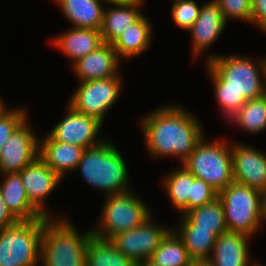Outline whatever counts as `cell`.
Instances as JSON below:
<instances>
[{"instance_id": "25", "label": "cell", "mask_w": 266, "mask_h": 266, "mask_svg": "<svg viewBox=\"0 0 266 266\" xmlns=\"http://www.w3.org/2000/svg\"><path fill=\"white\" fill-rule=\"evenodd\" d=\"M195 176L183 165L174 169L162 178L167 198L180 215L188 212V197H191V184Z\"/></svg>"}, {"instance_id": "9", "label": "cell", "mask_w": 266, "mask_h": 266, "mask_svg": "<svg viewBox=\"0 0 266 266\" xmlns=\"http://www.w3.org/2000/svg\"><path fill=\"white\" fill-rule=\"evenodd\" d=\"M67 102L76 112L104 122L107 111L116 104L121 94V76L78 83Z\"/></svg>"}, {"instance_id": "21", "label": "cell", "mask_w": 266, "mask_h": 266, "mask_svg": "<svg viewBox=\"0 0 266 266\" xmlns=\"http://www.w3.org/2000/svg\"><path fill=\"white\" fill-rule=\"evenodd\" d=\"M152 31V24L145 15L133 25L127 27L112 43L118 58L129 60L148 51L153 40Z\"/></svg>"}, {"instance_id": "13", "label": "cell", "mask_w": 266, "mask_h": 266, "mask_svg": "<svg viewBox=\"0 0 266 266\" xmlns=\"http://www.w3.org/2000/svg\"><path fill=\"white\" fill-rule=\"evenodd\" d=\"M231 150L234 182L266 191V154L241 142L231 141Z\"/></svg>"}, {"instance_id": "20", "label": "cell", "mask_w": 266, "mask_h": 266, "mask_svg": "<svg viewBox=\"0 0 266 266\" xmlns=\"http://www.w3.org/2000/svg\"><path fill=\"white\" fill-rule=\"evenodd\" d=\"M0 192L10 212L19 221H32L44 215L29 201L18 173L2 174Z\"/></svg>"}, {"instance_id": "23", "label": "cell", "mask_w": 266, "mask_h": 266, "mask_svg": "<svg viewBox=\"0 0 266 266\" xmlns=\"http://www.w3.org/2000/svg\"><path fill=\"white\" fill-rule=\"evenodd\" d=\"M180 220L178 228L173 230L184 242L189 257L194 262L208 261L217 238L213 230L197 229L186 215H182Z\"/></svg>"}, {"instance_id": "33", "label": "cell", "mask_w": 266, "mask_h": 266, "mask_svg": "<svg viewBox=\"0 0 266 266\" xmlns=\"http://www.w3.org/2000/svg\"><path fill=\"white\" fill-rule=\"evenodd\" d=\"M218 197V192L212 188L208 183L194 178L191 184V197H188V211L205 205Z\"/></svg>"}, {"instance_id": "30", "label": "cell", "mask_w": 266, "mask_h": 266, "mask_svg": "<svg viewBox=\"0 0 266 266\" xmlns=\"http://www.w3.org/2000/svg\"><path fill=\"white\" fill-rule=\"evenodd\" d=\"M200 8L195 0H174L171 16L178 27L188 31L196 22Z\"/></svg>"}, {"instance_id": "8", "label": "cell", "mask_w": 266, "mask_h": 266, "mask_svg": "<svg viewBox=\"0 0 266 266\" xmlns=\"http://www.w3.org/2000/svg\"><path fill=\"white\" fill-rule=\"evenodd\" d=\"M261 195V191L235 182L218 193L228 231L253 237L260 230Z\"/></svg>"}, {"instance_id": "16", "label": "cell", "mask_w": 266, "mask_h": 266, "mask_svg": "<svg viewBox=\"0 0 266 266\" xmlns=\"http://www.w3.org/2000/svg\"><path fill=\"white\" fill-rule=\"evenodd\" d=\"M120 59L111 43H103L93 52L77 60L73 71L79 83L90 80L122 76L120 74Z\"/></svg>"}, {"instance_id": "29", "label": "cell", "mask_w": 266, "mask_h": 266, "mask_svg": "<svg viewBox=\"0 0 266 266\" xmlns=\"http://www.w3.org/2000/svg\"><path fill=\"white\" fill-rule=\"evenodd\" d=\"M185 215L197 226V229L213 230L217 237L227 231L224 209L219 197L188 211Z\"/></svg>"}, {"instance_id": "37", "label": "cell", "mask_w": 266, "mask_h": 266, "mask_svg": "<svg viewBox=\"0 0 266 266\" xmlns=\"http://www.w3.org/2000/svg\"><path fill=\"white\" fill-rule=\"evenodd\" d=\"M266 222V191L261 195V225Z\"/></svg>"}, {"instance_id": "17", "label": "cell", "mask_w": 266, "mask_h": 266, "mask_svg": "<svg viewBox=\"0 0 266 266\" xmlns=\"http://www.w3.org/2000/svg\"><path fill=\"white\" fill-rule=\"evenodd\" d=\"M249 238L252 237L228 230L223 232L216 238L208 262L212 266H255L258 261L251 262L249 257Z\"/></svg>"}, {"instance_id": "15", "label": "cell", "mask_w": 266, "mask_h": 266, "mask_svg": "<svg viewBox=\"0 0 266 266\" xmlns=\"http://www.w3.org/2000/svg\"><path fill=\"white\" fill-rule=\"evenodd\" d=\"M227 22L223 18L219 5L210 0L203 3L198 18L188 30L191 38L192 57L197 60L213 45L225 30Z\"/></svg>"}, {"instance_id": "1", "label": "cell", "mask_w": 266, "mask_h": 266, "mask_svg": "<svg viewBox=\"0 0 266 266\" xmlns=\"http://www.w3.org/2000/svg\"><path fill=\"white\" fill-rule=\"evenodd\" d=\"M206 72L225 119H230L247 100L266 92V56L251 59L242 55L208 54Z\"/></svg>"}, {"instance_id": "18", "label": "cell", "mask_w": 266, "mask_h": 266, "mask_svg": "<svg viewBox=\"0 0 266 266\" xmlns=\"http://www.w3.org/2000/svg\"><path fill=\"white\" fill-rule=\"evenodd\" d=\"M85 149L59 142L48 134L39 139V157L62 180L66 173L75 171Z\"/></svg>"}, {"instance_id": "40", "label": "cell", "mask_w": 266, "mask_h": 266, "mask_svg": "<svg viewBox=\"0 0 266 266\" xmlns=\"http://www.w3.org/2000/svg\"><path fill=\"white\" fill-rule=\"evenodd\" d=\"M192 266H212L208 261L193 262Z\"/></svg>"}, {"instance_id": "36", "label": "cell", "mask_w": 266, "mask_h": 266, "mask_svg": "<svg viewBox=\"0 0 266 266\" xmlns=\"http://www.w3.org/2000/svg\"><path fill=\"white\" fill-rule=\"evenodd\" d=\"M110 5H129L133 3H144V0H103Z\"/></svg>"}, {"instance_id": "22", "label": "cell", "mask_w": 266, "mask_h": 266, "mask_svg": "<svg viewBox=\"0 0 266 266\" xmlns=\"http://www.w3.org/2000/svg\"><path fill=\"white\" fill-rule=\"evenodd\" d=\"M73 28L100 30L103 23V0H53Z\"/></svg>"}, {"instance_id": "32", "label": "cell", "mask_w": 266, "mask_h": 266, "mask_svg": "<svg viewBox=\"0 0 266 266\" xmlns=\"http://www.w3.org/2000/svg\"><path fill=\"white\" fill-rule=\"evenodd\" d=\"M222 11L224 20H240L250 23L251 0H214Z\"/></svg>"}, {"instance_id": "11", "label": "cell", "mask_w": 266, "mask_h": 266, "mask_svg": "<svg viewBox=\"0 0 266 266\" xmlns=\"http://www.w3.org/2000/svg\"><path fill=\"white\" fill-rule=\"evenodd\" d=\"M65 108V117L47 133L52 139L84 149L99 145L107 139L100 136L104 123L94 117L76 112L68 104Z\"/></svg>"}, {"instance_id": "28", "label": "cell", "mask_w": 266, "mask_h": 266, "mask_svg": "<svg viewBox=\"0 0 266 266\" xmlns=\"http://www.w3.org/2000/svg\"><path fill=\"white\" fill-rule=\"evenodd\" d=\"M150 260L162 266H192L184 242L172 229L155 250Z\"/></svg>"}, {"instance_id": "14", "label": "cell", "mask_w": 266, "mask_h": 266, "mask_svg": "<svg viewBox=\"0 0 266 266\" xmlns=\"http://www.w3.org/2000/svg\"><path fill=\"white\" fill-rule=\"evenodd\" d=\"M21 181L29 201L46 217H56L46 207L47 198L57 188L62 179L49 168L40 157L24 167L20 172ZM48 208V209H47ZM52 213V214H51Z\"/></svg>"}, {"instance_id": "24", "label": "cell", "mask_w": 266, "mask_h": 266, "mask_svg": "<svg viewBox=\"0 0 266 266\" xmlns=\"http://www.w3.org/2000/svg\"><path fill=\"white\" fill-rule=\"evenodd\" d=\"M143 5L144 3L110 5L111 8L104 9L100 29L103 42L112 44L127 27L137 22L143 16L141 12Z\"/></svg>"}, {"instance_id": "35", "label": "cell", "mask_w": 266, "mask_h": 266, "mask_svg": "<svg viewBox=\"0 0 266 266\" xmlns=\"http://www.w3.org/2000/svg\"><path fill=\"white\" fill-rule=\"evenodd\" d=\"M19 220L10 212L0 192V229L11 227Z\"/></svg>"}, {"instance_id": "42", "label": "cell", "mask_w": 266, "mask_h": 266, "mask_svg": "<svg viewBox=\"0 0 266 266\" xmlns=\"http://www.w3.org/2000/svg\"><path fill=\"white\" fill-rule=\"evenodd\" d=\"M255 266H263V263L256 262V265Z\"/></svg>"}, {"instance_id": "39", "label": "cell", "mask_w": 266, "mask_h": 266, "mask_svg": "<svg viewBox=\"0 0 266 266\" xmlns=\"http://www.w3.org/2000/svg\"><path fill=\"white\" fill-rule=\"evenodd\" d=\"M7 108L4 100L0 97V114H2Z\"/></svg>"}, {"instance_id": "41", "label": "cell", "mask_w": 266, "mask_h": 266, "mask_svg": "<svg viewBox=\"0 0 266 266\" xmlns=\"http://www.w3.org/2000/svg\"><path fill=\"white\" fill-rule=\"evenodd\" d=\"M266 34V23L259 29Z\"/></svg>"}, {"instance_id": "4", "label": "cell", "mask_w": 266, "mask_h": 266, "mask_svg": "<svg viewBox=\"0 0 266 266\" xmlns=\"http://www.w3.org/2000/svg\"><path fill=\"white\" fill-rule=\"evenodd\" d=\"M91 236V228L80 233L63 215L46 217L40 266H86V248Z\"/></svg>"}, {"instance_id": "27", "label": "cell", "mask_w": 266, "mask_h": 266, "mask_svg": "<svg viewBox=\"0 0 266 266\" xmlns=\"http://www.w3.org/2000/svg\"><path fill=\"white\" fill-rule=\"evenodd\" d=\"M229 121L250 134L266 131V94L247 100Z\"/></svg>"}, {"instance_id": "5", "label": "cell", "mask_w": 266, "mask_h": 266, "mask_svg": "<svg viewBox=\"0 0 266 266\" xmlns=\"http://www.w3.org/2000/svg\"><path fill=\"white\" fill-rule=\"evenodd\" d=\"M205 137L181 165L219 193L234 182L231 143L223 138L207 142Z\"/></svg>"}, {"instance_id": "34", "label": "cell", "mask_w": 266, "mask_h": 266, "mask_svg": "<svg viewBox=\"0 0 266 266\" xmlns=\"http://www.w3.org/2000/svg\"><path fill=\"white\" fill-rule=\"evenodd\" d=\"M266 23V0H251L250 24L260 29Z\"/></svg>"}, {"instance_id": "31", "label": "cell", "mask_w": 266, "mask_h": 266, "mask_svg": "<svg viewBox=\"0 0 266 266\" xmlns=\"http://www.w3.org/2000/svg\"><path fill=\"white\" fill-rule=\"evenodd\" d=\"M28 119L23 107L8 108L0 114V150L9 137Z\"/></svg>"}, {"instance_id": "19", "label": "cell", "mask_w": 266, "mask_h": 266, "mask_svg": "<svg viewBox=\"0 0 266 266\" xmlns=\"http://www.w3.org/2000/svg\"><path fill=\"white\" fill-rule=\"evenodd\" d=\"M52 46L61 51L74 64L77 60L93 52L103 39L100 30L90 28H69L65 32L52 38Z\"/></svg>"}, {"instance_id": "38", "label": "cell", "mask_w": 266, "mask_h": 266, "mask_svg": "<svg viewBox=\"0 0 266 266\" xmlns=\"http://www.w3.org/2000/svg\"><path fill=\"white\" fill-rule=\"evenodd\" d=\"M137 266H162V265H159V264H155L153 263L150 259L145 261V262H142L140 263L139 265Z\"/></svg>"}, {"instance_id": "26", "label": "cell", "mask_w": 266, "mask_h": 266, "mask_svg": "<svg viewBox=\"0 0 266 266\" xmlns=\"http://www.w3.org/2000/svg\"><path fill=\"white\" fill-rule=\"evenodd\" d=\"M86 266H137L118 251L110 240L91 236L86 248Z\"/></svg>"}, {"instance_id": "12", "label": "cell", "mask_w": 266, "mask_h": 266, "mask_svg": "<svg viewBox=\"0 0 266 266\" xmlns=\"http://www.w3.org/2000/svg\"><path fill=\"white\" fill-rule=\"evenodd\" d=\"M39 139L27 119L0 150V174L18 173L39 157Z\"/></svg>"}, {"instance_id": "3", "label": "cell", "mask_w": 266, "mask_h": 266, "mask_svg": "<svg viewBox=\"0 0 266 266\" xmlns=\"http://www.w3.org/2000/svg\"><path fill=\"white\" fill-rule=\"evenodd\" d=\"M75 172L106 197L131 190L127 164L120 150L108 138L83 151Z\"/></svg>"}, {"instance_id": "7", "label": "cell", "mask_w": 266, "mask_h": 266, "mask_svg": "<svg viewBox=\"0 0 266 266\" xmlns=\"http://www.w3.org/2000/svg\"><path fill=\"white\" fill-rule=\"evenodd\" d=\"M46 216L0 229V266H40Z\"/></svg>"}, {"instance_id": "6", "label": "cell", "mask_w": 266, "mask_h": 266, "mask_svg": "<svg viewBox=\"0 0 266 266\" xmlns=\"http://www.w3.org/2000/svg\"><path fill=\"white\" fill-rule=\"evenodd\" d=\"M132 190L107 196L92 235L109 240L112 236L142 225L153 213Z\"/></svg>"}, {"instance_id": "10", "label": "cell", "mask_w": 266, "mask_h": 266, "mask_svg": "<svg viewBox=\"0 0 266 266\" xmlns=\"http://www.w3.org/2000/svg\"><path fill=\"white\" fill-rule=\"evenodd\" d=\"M153 219L151 216L139 227L112 236L110 242L137 265L149 260L172 230L171 227L158 224Z\"/></svg>"}, {"instance_id": "2", "label": "cell", "mask_w": 266, "mask_h": 266, "mask_svg": "<svg viewBox=\"0 0 266 266\" xmlns=\"http://www.w3.org/2000/svg\"><path fill=\"white\" fill-rule=\"evenodd\" d=\"M141 119L146 150L154 158L179 157L182 164L204 138L199 119L178 104H164Z\"/></svg>"}]
</instances>
